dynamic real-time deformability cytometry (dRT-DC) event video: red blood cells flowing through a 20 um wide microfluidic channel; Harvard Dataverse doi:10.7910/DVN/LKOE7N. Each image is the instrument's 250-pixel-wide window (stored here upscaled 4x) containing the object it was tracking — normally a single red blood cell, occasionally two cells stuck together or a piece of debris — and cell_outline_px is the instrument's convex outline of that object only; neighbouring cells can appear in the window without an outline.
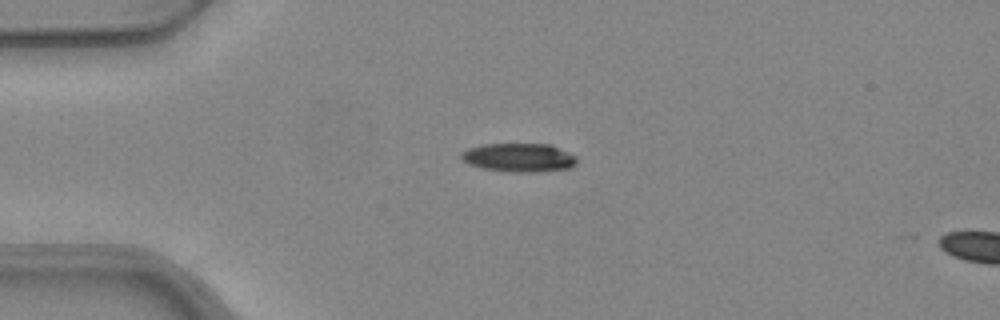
{"species": "common noctule bat (a hibernating species)", "species_latin": "Nyctalus noctula", "temperature_condition": "warm", "stored_images_in_passage": 4, "camera_frame_rate_fps": 3000, "um_per_image_px": 0.085, "animal": {"sex": "female", "body_mass_g": 24.6, "forearm_length_mm": 56.2}, "frame": {"image": 1, "passage_image": 1, "time_ms": 0.0, "image_size_px": [1000, 320], "cell_outline_px": [[576, 164], [572, 168], [536, 172], [508, 172], [484, 168], [468, 164], [460, 156], [460, 152], [468, 148], [480, 144], [552, 144], [576, 156]], "centroid_in_image_um": [44.12, 13.39], "position_along_channel_um": 40.9, "area_um2": 19.48}}